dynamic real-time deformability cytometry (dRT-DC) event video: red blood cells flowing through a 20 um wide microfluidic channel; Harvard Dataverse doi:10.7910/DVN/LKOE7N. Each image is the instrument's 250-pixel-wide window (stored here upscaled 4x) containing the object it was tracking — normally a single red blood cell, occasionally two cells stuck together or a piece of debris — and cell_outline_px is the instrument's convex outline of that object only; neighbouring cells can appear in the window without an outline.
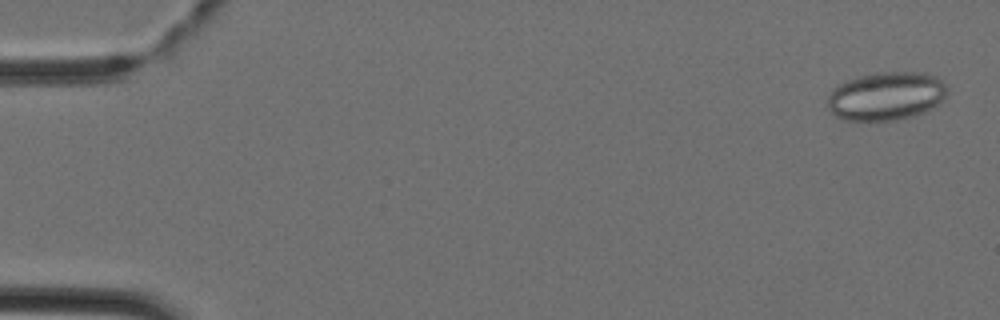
{"species": "Egyptian fruit bat (a non-hibernating species)", "species_latin": "Rousettus aegyptiacus", "temperature_condition": "cold", "stored_images_in_passage": 45, "camera_frame_rate_fps": 3000, "um_per_image_px": 0.085, "animal": {"sex": "female"}, "frame": {"image": 1, "passage_image": 2, "time_ms": 0.333, "image_size_px": [1000, 320], "cell_outline_px": [[948, 88], [940, 104], [924, 112], [912, 116], [896, 120], [844, 120], [836, 116], [832, 112], [828, 104], [828, 96], [832, 88], [848, 80], [860, 76], [876, 72], [924, 72], [936, 76]], "centroid_in_image_um": [75.34, 8.16], "position_along_channel_um": 9.7, "area_um2": 33.7}}
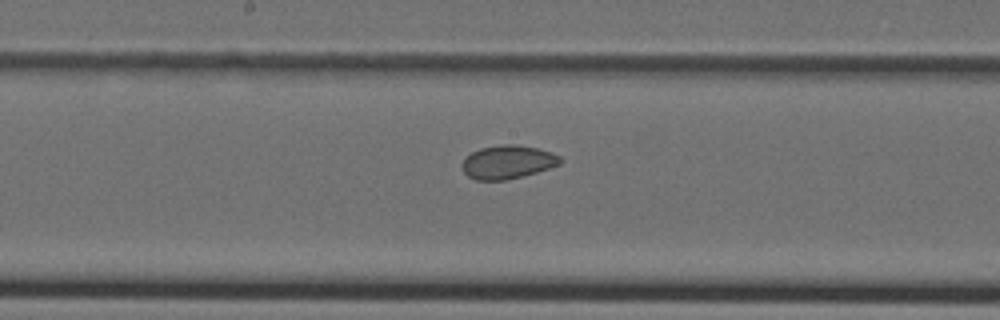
{"frame": {"image": 2, "passage_image": 24, "time_ms": 7.667, "image_size_px": [1000, 320], "cell_outline_px": [[564, 160], [560, 164], [536, 172], [504, 180], [476, 180], [468, 176], [464, 172], [460, 164], [472, 152], [480, 148], [500, 144], [516, 144], [536, 148], [552, 152], [560, 156]], "centroid_in_image_um": [43.15, 13.76], "position_along_channel_um": 205.0, "area_um2": 19.07}}
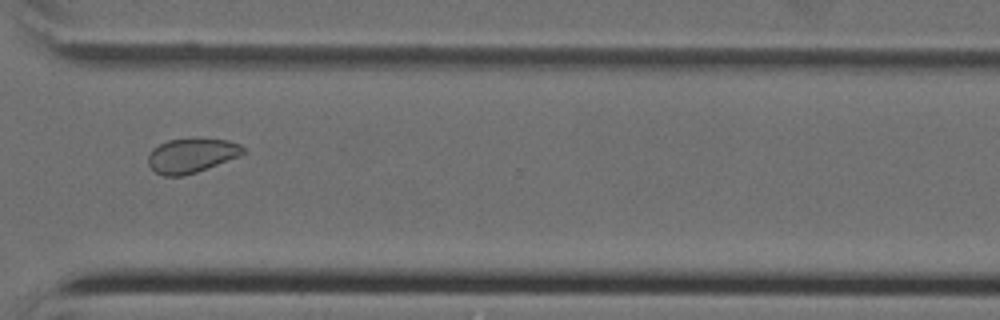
{"frame": {"image": 3, "passage_image": 34, "time_ms": 11.0, "image_size_px": [1000, 320], "cell_outline_px": [[244, 152], [236, 156], [196, 172], [184, 176], [164, 176], [156, 172], [148, 164], [148, 156], [152, 148], [168, 140], [192, 136], [228, 140], [240, 144], [244, 148]], "centroid_in_image_um": [16.23, 13.17], "position_along_channel_um": 354.4, "area_um2": 19.19}}